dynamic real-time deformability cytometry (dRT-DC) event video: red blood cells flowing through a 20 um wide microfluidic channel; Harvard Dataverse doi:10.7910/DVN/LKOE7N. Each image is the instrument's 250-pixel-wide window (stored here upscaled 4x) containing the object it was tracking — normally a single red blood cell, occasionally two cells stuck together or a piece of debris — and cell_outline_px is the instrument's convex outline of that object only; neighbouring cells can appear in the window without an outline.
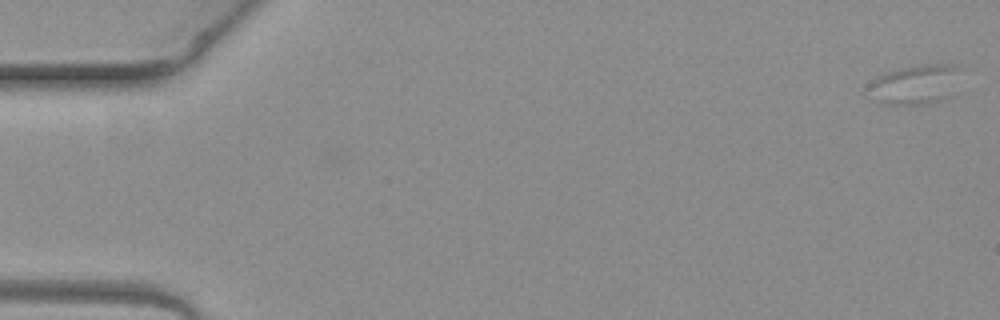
{"species": "common noctule bat (a hibernating species)", "species_latin": "Nyctalus noctula", "temperature_condition": "warm", "stored_images_in_passage": 5, "camera_frame_rate_fps": 3000, "um_per_image_px": 0.085, "animal": {"sex": "female", "body_mass_g": 19.3, "forearm_length_mm": 54.1}, "frame": {"image": 1, "passage_image": 1, "time_ms": 0.0, "image_size_px": [1000, 320], "cell_outline_px": [[964, 68], [952, 96], [940, 100], [924, 104], [880, 104], [868, 100], [864, 96], [868, 84], [872, 80], [888, 72], [900, 68], [920, 64], [960, 64]], "centroid_in_image_um": [77.79, 7.18], "position_along_channel_um": 7.2, "area_um2": 22.37}}
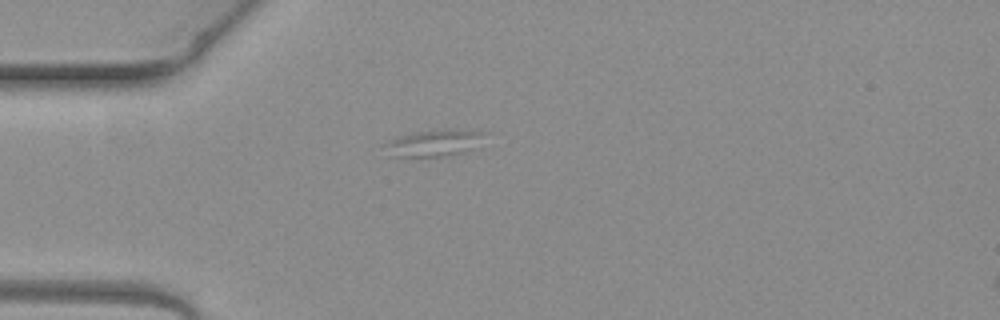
{"frame": {"image": 2, "passage_image": 4, "time_ms": 1.0, "image_size_px": [1000, 320], "cell_outline_px": [[492, 132], [480, 148], [464, 152], [444, 156], [388, 156], [380, 144], [396, 136], [416, 132], [452, 128]], "centroid_in_image_um": [37.01, 12.13], "position_along_channel_um": 48.0, "area_um2": 16.59}}